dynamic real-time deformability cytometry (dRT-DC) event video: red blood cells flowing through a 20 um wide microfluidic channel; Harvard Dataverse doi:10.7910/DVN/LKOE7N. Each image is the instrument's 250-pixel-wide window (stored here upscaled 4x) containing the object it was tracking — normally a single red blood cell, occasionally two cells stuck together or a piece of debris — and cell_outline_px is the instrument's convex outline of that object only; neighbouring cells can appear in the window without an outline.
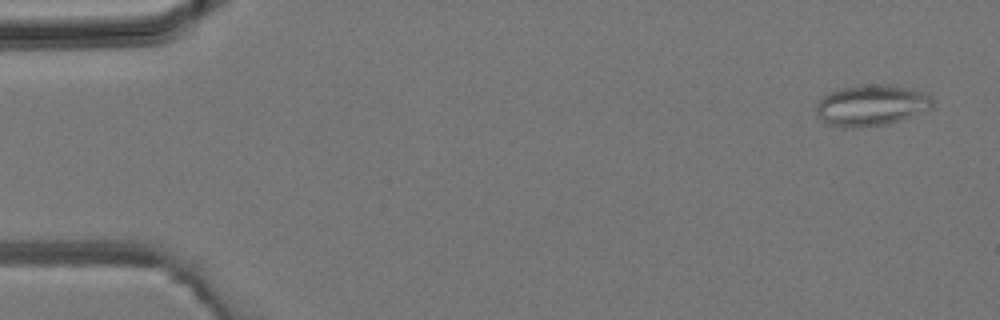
{"species": "common noctule bat (a hibernating species)", "species_latin": "Nyctalus noctula", "temperature_condition": "room temperature", "stored_images_in_passage": 42, "camera_frame_rate_fps": 3000, "um_per_image_px": 0.085, "animal": {"sex": "male", "body_mass_g": 19.2, "forearm_length_mm": 51.8}, "frame": {"image": 1, "passage_image": 1, "time_ms": 0.0, "image_size_px": [1000, 320], "cell_outline_px": [[932, 108], [900, 120], [888, 124], [860, 128], [844, 128], [824, 124], [816, 116], [816, 104], [828, 92], [860, 84], [888, 84], [908, 88], [924, 92], [932, 96]], "centroid_in_image_um": [74.02, 8.96], "position_along_channel_um": 11.0, "area_um2": 28.26}}
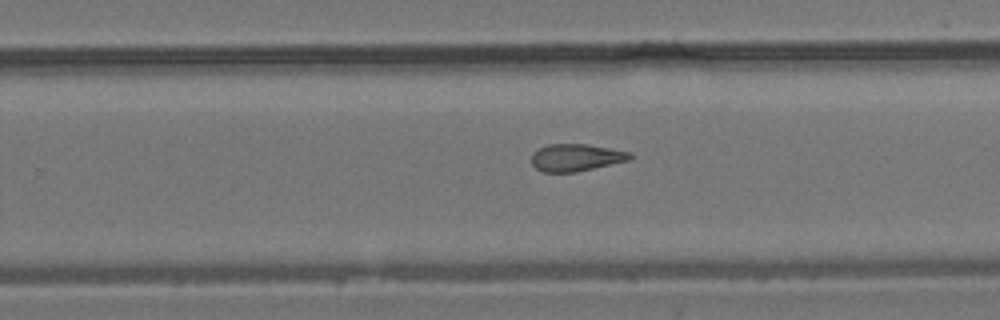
{"frame": {"image": 2, "passage_image": 26, "time_ms": 8.333, "image_size_px": [1000, 320], "cell_outline_px": [[632, 160], [576, 172], [544, 172], [536, 168], [532, 164], [532, 152], [548, 144], [588, 144], [632, 152]], "centroid_in_image_um": [49.0, 13.39], "position_along_channel_um": 280.8, "area_um2": 15.78}}
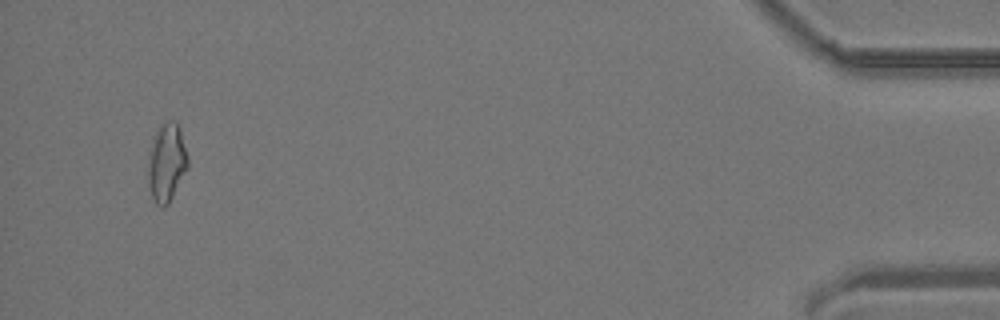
{"frame": {"image": 3, "passage_image": 40, "time_ms": 13.0, "image_size_px": [1000, 320], "cell_outline_px": [[188, 168], [168, 204], [160, 208], [156, 204], [152, 196], [148, 184], [148, 156], [152, 140], [160, 124], [168, 120], [176, 120], [180, 128], [188, 156]], "centroid_in_image_um": [14.16, 13.79], "position_along_channel_um": 421.0, "area_um2": 18.32}}